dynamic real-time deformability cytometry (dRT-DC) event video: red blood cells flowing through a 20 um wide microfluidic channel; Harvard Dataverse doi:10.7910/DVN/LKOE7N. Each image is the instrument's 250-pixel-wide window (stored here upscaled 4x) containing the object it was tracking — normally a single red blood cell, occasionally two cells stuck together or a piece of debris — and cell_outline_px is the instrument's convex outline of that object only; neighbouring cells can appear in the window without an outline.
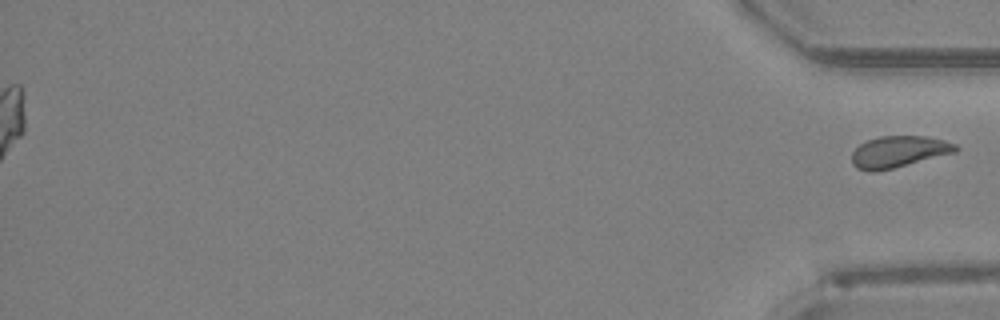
{"species": "Egyptian fruit bat (a non-hibernating species)", "species_latin": "Rousettus aegyptiacus", "temperature_condition": "room temperature", "stored_images_in_passage": 49, "segment_of_instrument_passage": [2, 2], "camera_frame_rate_fps": 3000, "um_per_image_px": 0.085, "animal": {"sex": "female"}, "frame": {"image": 1, "passage_image": 49, "time_ms": 16.0, "image_size_px": [1000, 320], "cell_outline_px": [[960, 148], [956, 152], [876, 172], [868, 172], [856, 168], [852, 164], [852, 152], [860, 144], [868, 140], [880, 136], [924, 136], [944, 140], [956, 144]], "centroid_in_image_um": [76.37, 12.9], "position_along_channel_um": 358.8, "area_um2": 19.02}}